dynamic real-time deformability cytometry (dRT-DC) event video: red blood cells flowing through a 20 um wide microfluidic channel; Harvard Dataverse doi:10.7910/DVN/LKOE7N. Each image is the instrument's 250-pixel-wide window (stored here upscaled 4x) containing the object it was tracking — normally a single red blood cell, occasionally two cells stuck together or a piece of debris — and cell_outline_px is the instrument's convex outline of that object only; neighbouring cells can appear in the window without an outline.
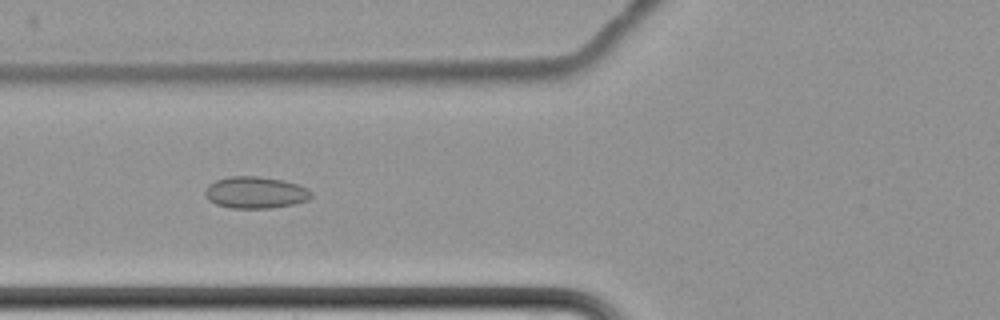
{"species": "common noctule bat (a hibernating species)", "species_latin": "Nyctalus noctula", "temperature_condition": "cold", "stored_images_in_passage": 9, "camera_frame_rate_fps": 3000, "um_per_image_px": 0.085, "animal": {"sex": "female", "body_mass_g": 22.7, "forearm_length_mm": 54.2}, "frame": {"image": 1, "passage_image": 8, "time_ms": 9.667, "image_size_px": [1000, 320], "cell_outline_px": [[312, 196], [308, 200], [296, 204], [268, 208], [232, 208], [216, 204], [208, 200], [204, 192], [208, 184], [216, 180], [228, 176], [256, 176], [284, 180], [296, 184], [312, 192]], "centroid_in_image_um": [21.69, 16.36], "position_along_channel_um": 104.1, "area_um2": 19.65}}
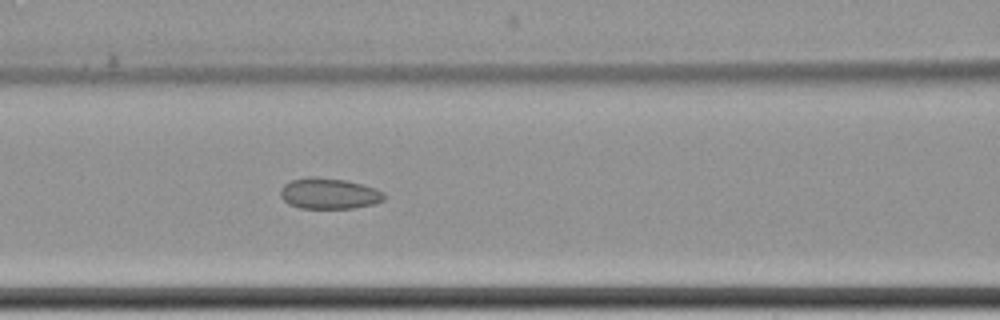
{"frame": {"image": 2, "passage_image": 9, "time_ms": 10.667, "image_size_px": [1000, 320], "cell_outline_px": [[384, 200], [372, 204], [352, 208], [300, 208], [288, 204], [280, 196], [280, 188], [284, 184], [292, 180], [308, 176], [312, 176], [344, 180], [376, 188], [384, 192]], "centroid_in_image_um": [27.93, 16.45], "position_along_channel_um": 138.7, "area_um2": 18.61}}